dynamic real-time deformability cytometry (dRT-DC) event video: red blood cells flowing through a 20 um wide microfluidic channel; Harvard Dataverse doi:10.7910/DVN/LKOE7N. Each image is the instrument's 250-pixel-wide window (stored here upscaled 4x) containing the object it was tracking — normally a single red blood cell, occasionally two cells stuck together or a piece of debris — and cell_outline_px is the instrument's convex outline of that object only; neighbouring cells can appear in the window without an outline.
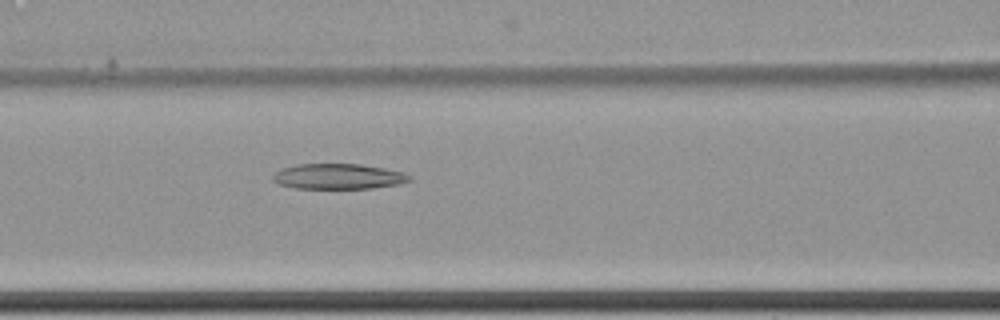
{"species": "common noctule bat (a hibernating species)", "species_latin": "Nyctalus noctula", "temperature_condition": "cold", "stored_images_in_passage": 8, "camera_frame_rate_fps": 3000, "um_per_image_px": 0.085, "animal": {"sex": "female", "body_mass_g": 22.7, "forearm_length_mm": 54.2}, "frame": {"image": 1, "passage_image": 8, "time_ms": 2.333, "image_size_px": [1000, 320], "cell_outline_px": [[412, 180], [400, 184], [372, 188], [296, 188], [276, 184], [272, 180], [272, 176], [276, 172], [284, 168], [296, 164], [360, 164], [384, 168], [404, 172], [412, 176]], "centroid_in_image_um": [28.78, 15.0], "position_along_channel_um": 137.8, "area_um2": 20.29}}